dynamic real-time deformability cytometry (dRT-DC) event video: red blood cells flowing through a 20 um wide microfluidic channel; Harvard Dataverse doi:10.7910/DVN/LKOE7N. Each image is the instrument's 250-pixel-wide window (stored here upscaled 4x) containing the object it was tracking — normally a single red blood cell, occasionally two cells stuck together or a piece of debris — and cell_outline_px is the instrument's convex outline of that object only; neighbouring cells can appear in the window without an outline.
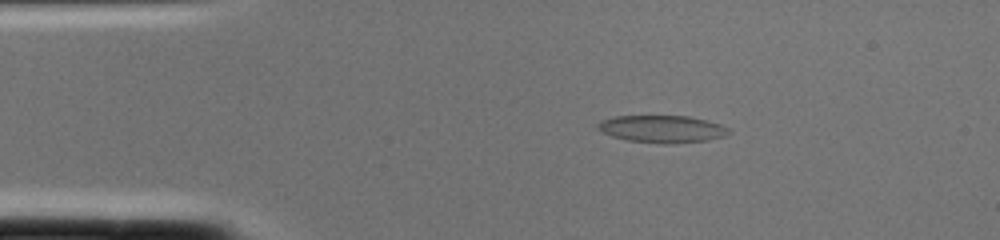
{"species": "common noctule bat (a hibernating species)", "species_latin": "Nyctalus noctula", "temperature_condition": "cold", "stored_images_in_passage": 3, "camera_frame_rate_fps": 3000, "um_per_image_px": 0.085, "animal": {"sex": "female", "body_mass_g": 22.0, "forearm_length_mm": 56.7}, "frame": {"image": 1, "passage_image": 3, "time_ms": 0.667, "image_size_px": [1000, 240], "cell_outline_px": [[732, 132], [724, 136], [708, 140], [668, 144], [664, 144], [628, 140], [612, 136], [596, 128], [596, 124], [600, 120], [616, 116], [688, 116], [720, 124], [728, 128]], "centroid_in_image_um": [56.27, 10.96], "position_along_channel_um": 28.7, "area_um2": 20.75}}